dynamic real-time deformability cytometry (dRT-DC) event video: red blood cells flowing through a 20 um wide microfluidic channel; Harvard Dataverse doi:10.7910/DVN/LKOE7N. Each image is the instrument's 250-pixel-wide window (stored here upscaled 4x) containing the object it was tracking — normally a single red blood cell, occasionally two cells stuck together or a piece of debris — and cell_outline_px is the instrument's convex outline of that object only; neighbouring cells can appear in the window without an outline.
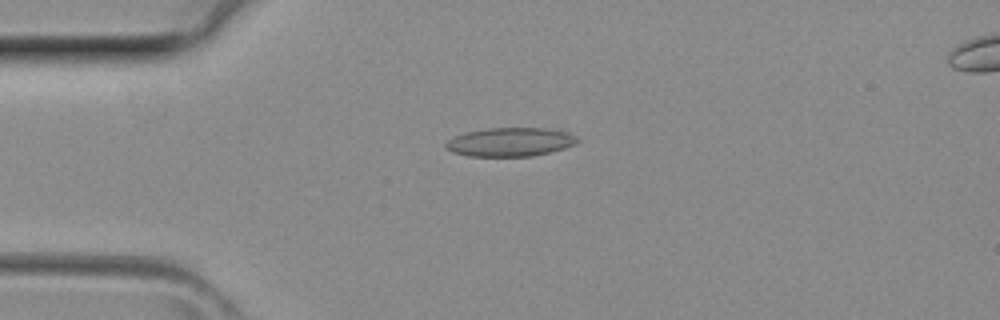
{"species": "common noctule bat (a hibernating species)", "species_latin": "Nyctalus noctula", "temperature_condition": "room temperature", "stored_images_in_passage": 2, "camera_frame_rate_fps": 3000, "um_per_image_px": 0.085, "animal": {"sex": "female", "body_mass_g": 29.2, "forearm_length_mm": 56.3}, "frame": {"image": 1, "passage_image": 1, "time_ms": 0.0, "image_size_px": [1000, 320], "cell_outline_px": [[580, 140], [576, 144], [564, 148], [532, 156], [468, 156], [452, 152], [444, 144], [448, 140], [456, 136], [468, 132], [488, 128], [560, 128], [576, 136]], "centroid_in_image_um": [43.44, 12.06], "position_along_channel_um": 41.6, "area_um2": 22.08}}